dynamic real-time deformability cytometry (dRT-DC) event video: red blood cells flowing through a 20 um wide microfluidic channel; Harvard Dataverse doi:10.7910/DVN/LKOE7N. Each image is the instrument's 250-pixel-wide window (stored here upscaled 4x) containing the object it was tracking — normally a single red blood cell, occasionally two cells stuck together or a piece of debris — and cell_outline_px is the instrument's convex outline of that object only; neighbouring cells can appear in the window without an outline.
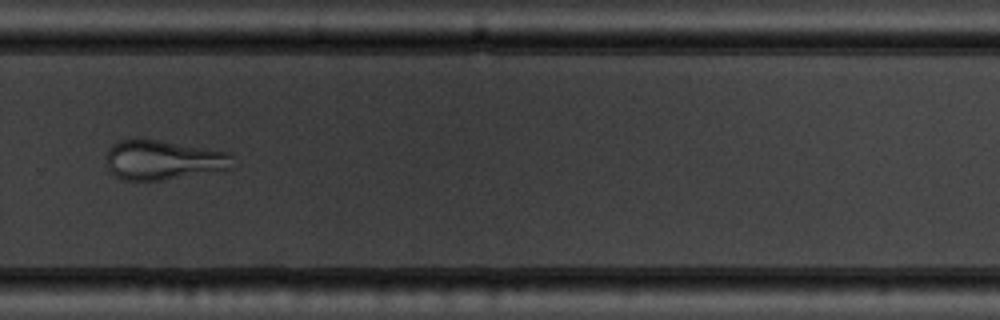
{"species": "common noctule bat (a hibernating species)", "species_latin": "Nyctalus noctula", "temperature_condition": "warm", "stored_images_in_passage": 15, "camera_frame_rate_fps": 3000, "um_per_image_px": 0.085, "animal": {"sex": "male", "body_mass_g": 19.5, "forearm_length_mm": 54.6}, "frame": {"image": 1, "passage_image": 11, "time_ms": 12.333, "image_size_px": [1000, 320], "cell_outline_px": [[232, 168], [164, 180], [120, 180], [108, 168], [108, 148], [112, 144], [120, 140], [160, 140], [232, 152]], "centroid_in_image_um": [13.9, 13.6], "position_along_channel_um": 315.9, "area_um2": 28.96}}
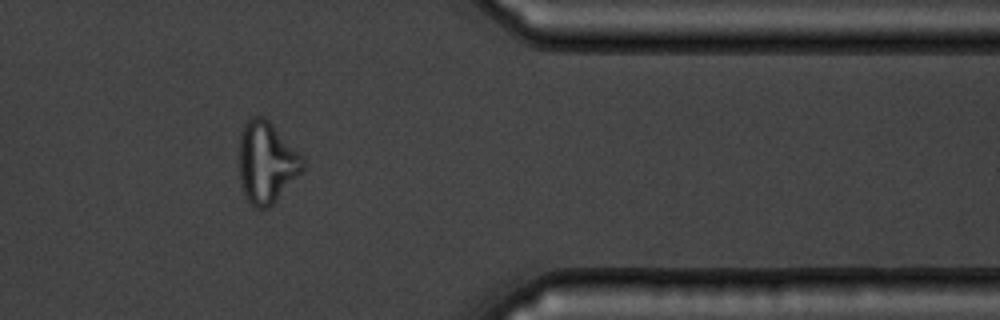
{"frame": {"image": 2, "passage_image": 13, "time_ms": 14.667, "image_size_px": [1000, 320], "cell_outline_px": [[304, 168], [276, 200], [268, 208], [256, 208], [244, 196], [240, 180], [240, 132], [244, 124], [252, 116], [264, 116], [304, 156]], "centroid_in_image_um": [22.65, 13.78], "position_along_channel_um": 388.7, "area_um2": 30.0}}